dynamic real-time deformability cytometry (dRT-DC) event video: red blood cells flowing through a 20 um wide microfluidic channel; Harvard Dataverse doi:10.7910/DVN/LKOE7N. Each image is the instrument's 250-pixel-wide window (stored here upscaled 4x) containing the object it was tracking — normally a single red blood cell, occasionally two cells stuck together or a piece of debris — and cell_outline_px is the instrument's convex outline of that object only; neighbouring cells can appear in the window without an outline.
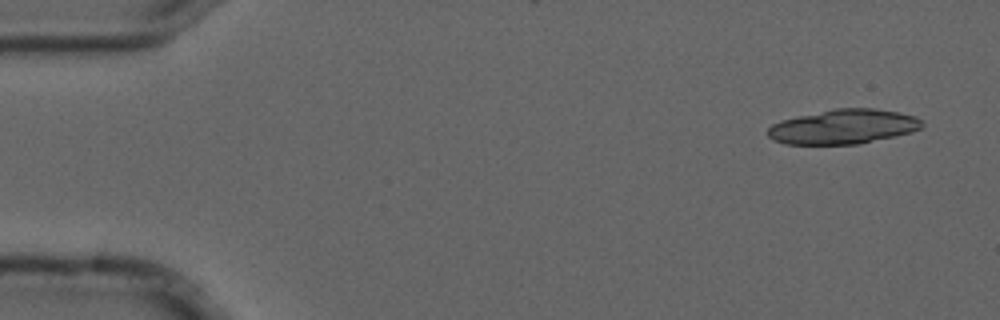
{"species": "common noctule bat (a hibernating species)", "species_latin": "Nyctalus noctula", "temperature_condition": "cold", "stored_images_in_passage": 4, "camera_frame_rate_fps": 3000, "um_per_image_px": 0.085, "animal": {"sex": "male", "forearm_length_mm": 52.5}, "frame": {"image": 1, "passage_image": 1, "time_ms": 0.0, "image_size_px": [1000, 320], "cell_outline_px": [[924, 124], [920, 128], [912, 132], [860, 144], [784, 144], [772, 140], [768, 136], [768, 128], [772, 124], [780, 120], [836, 108], [876, 108], [916, 116]], "centroid_in_image_um": [71.67, 10.77], "position_along_channel_um": 13.3, "area_um2": 31.04}}